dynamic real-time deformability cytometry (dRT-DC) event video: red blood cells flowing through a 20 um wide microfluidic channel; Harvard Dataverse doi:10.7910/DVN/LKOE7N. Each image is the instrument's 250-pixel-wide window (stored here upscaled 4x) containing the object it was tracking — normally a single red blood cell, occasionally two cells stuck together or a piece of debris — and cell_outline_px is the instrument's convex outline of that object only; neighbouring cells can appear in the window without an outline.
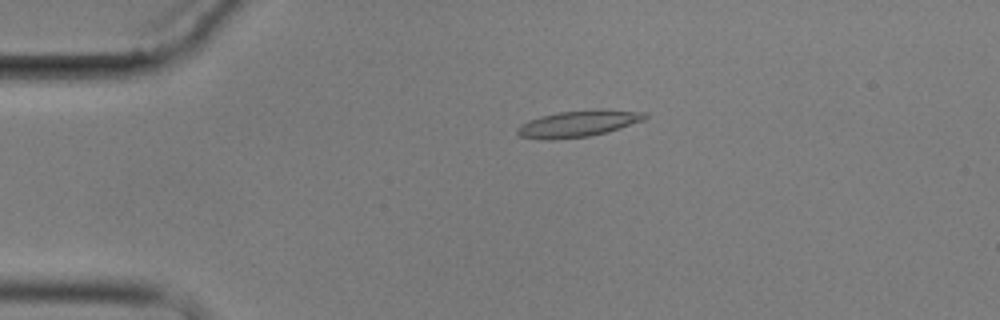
{"species": "common noctule bat (a hibernating species)", "species_latin": "Nyctalus noctula", "temperature_condition": "cold", "stored_images_in_passage": 3, "camera_frame_rate_fps": 3000, "um_per_image_px": 0.085, "animal": {"sex": "male", "body_mass_g": 17.9}, "frame": {"image": 1, "passage_image": 2, "time_ms": 1.0, "image_size_px": [1000, 320], "cell_outline_px": [[648, 116], [644, 120], [608, 132], [588, 136], [552, 140], [544, 140], [520, 136], [516, 132], [516, 128], [520, 124], [528, 120], [540, 116], [560, 112], [648, 112]], "centroid_in_image_um": [49.03, 10.57], "position_along_channel_um": 36.0, "area_um2": 18.73}}